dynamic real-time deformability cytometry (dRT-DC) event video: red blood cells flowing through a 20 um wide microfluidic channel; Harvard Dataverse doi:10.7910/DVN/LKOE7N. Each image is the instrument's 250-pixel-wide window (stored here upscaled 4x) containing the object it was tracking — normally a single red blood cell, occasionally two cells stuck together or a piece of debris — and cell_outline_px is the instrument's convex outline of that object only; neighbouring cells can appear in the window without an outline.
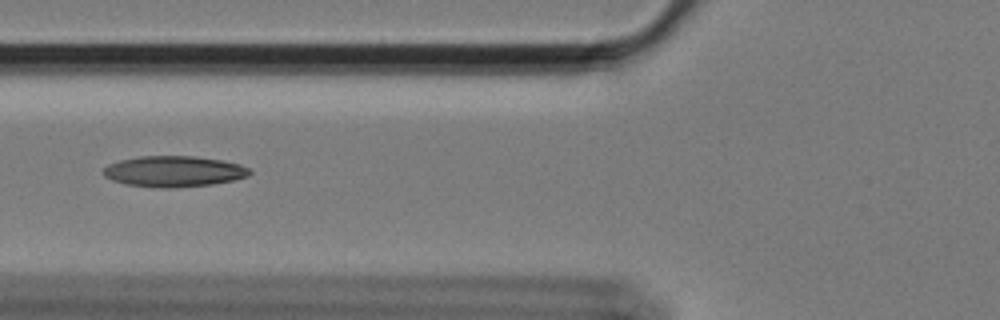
{"species": "Egyptian fruit bat (a non-hibernating species)", "species_latin": "Rousettus aegyptiacus", "temperature_condition": "cold", "stored_images_in_passage": 24, "camera_frame_rate_fps": 3000, "um_per_image_px": 0.085, "animal": {"sex": "female"}, "frame": {"image": 1, "passage_image": 10, "time_ms": 3.0, "image_size_px": [1000, 320], "cell_outline_px": [[252, 172], [248, 176], [232, 180], [212, 184], [168, 188], [160, 188], [124, 184], [112, 180], [104, 176], [104, 168], [108, 164], [120, 160], [140, 156], [196, 156], [220, 160], [240, 164], [248, 168]], "centroid_in_image_um": [14.76, 14.56], "position_along_channel_um": 111.0, "area_um2": 26.24}}
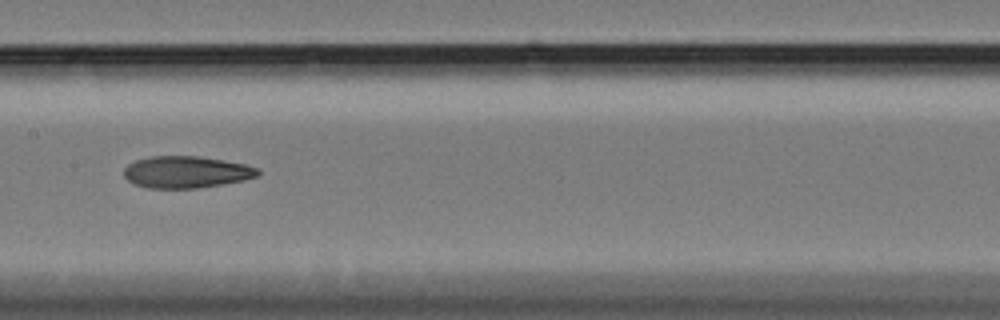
{"frame": {"image": 2, "passage_image": 17, "time_ms": 5.333, "image_size_px": [1000, 320], "cell_outline_px": [[260, 172], [256, 176], [244, 180], [196, 188], [148, 188], [136, 184], [128, 180], [124, 176], [124, 168], [128, 164], [136, 160], [148, 156], [200, 156], [248, 164], [260, 168]], "centroid_in_image_um": [15.85, 14.61], "position_along_channel_um": 191.6, "area_um2": 24.91}}
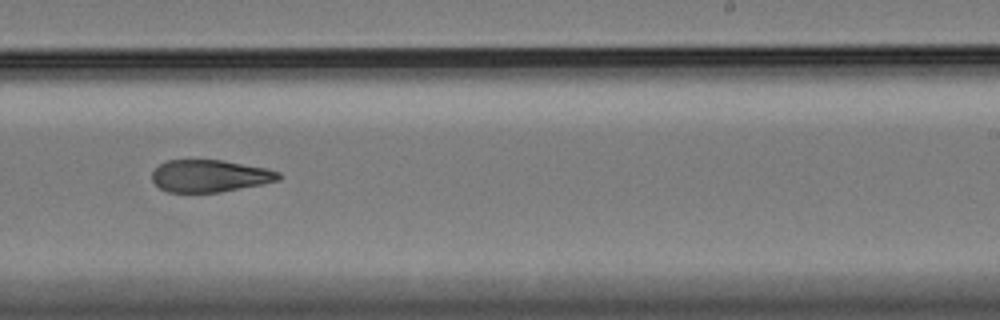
{"frame": {"image": 3, "passage_image": 24, "time_ms": 7.667, "image_size_px": [1000, 320], "cell_outline_px": [[284, 176], [280, 180], [220, 192], [168, 192], [160, 188], [152, 180], [152, 172], [160, 164], [168, 160], [224, 160], [268, 168], [280, 172]], "centroid_in_image_um": [17.87, 14.94], "position_along_channel_um": 271.1, "area_um2": 23.81}}